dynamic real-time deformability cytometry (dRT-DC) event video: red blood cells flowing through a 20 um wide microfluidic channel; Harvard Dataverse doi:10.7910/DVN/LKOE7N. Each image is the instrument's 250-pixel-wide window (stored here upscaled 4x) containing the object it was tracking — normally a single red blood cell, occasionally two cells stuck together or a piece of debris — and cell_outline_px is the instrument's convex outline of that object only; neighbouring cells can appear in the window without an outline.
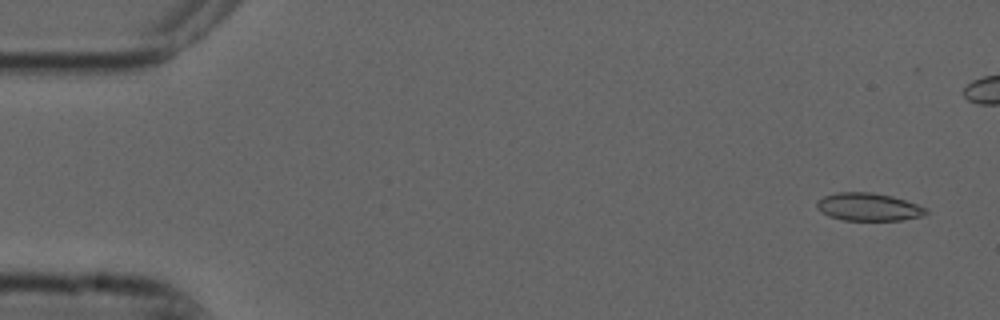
{"species": "common noctule bat (a hibernating species)", "species_latin": "Nyctalus noctula", "temperature_condition": "cold", "stored_images_in_passage": 5, "camera_frame_rate_fps": 3000, "um_per_image_px": 0.085, "animal": {"sex": "male", "forearm_length_mm": 52.5}, "frame": {"image": 1, "passage_image": 1, "time_ms": 0.0, "image_size_px": [1000, 320], "cell_outline_px": [[928, 212], [924, 216], [900, 220], [844, 220], [828, 216], [816, 208], [816, 200], [824, 196], [836, 192], [872, 192], [892, 196], [916, 204], [924, 208]], "centroid_in_image_um": [73.77, 17.58], "position_along_channel_um": 11.2, "area_um2": 17.69}}